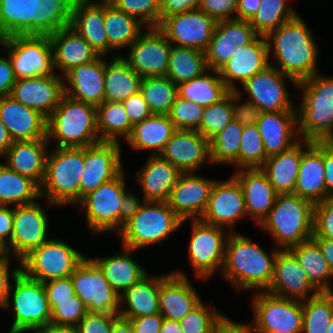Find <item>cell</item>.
<instances>
[{"instance_id": "cell-12", "label": "cell", "mask_w": 333, "mask_h": 333, "mask_svg": "<svg viewBox=\"0 0 333 333\" xmlns=\"http://www.w3.org/2000/svg\"><path fill=\"white\" fill-rule=\"evenodd\" d=\"M191 222V235L187 246L188 260L194 275L210 279L216 272L221 273L225 260V244L229 231L204 223L200 219Z\"/></svg>"}, {"instance_id": "cell-42", "label": "cell", "mask_w": 333, "mask_h": 333, "mask_svg": "<svg viewBox=\"0 0 333 333\" xmlns=\"http://www.w3.org/2000/svg\"><path fill=\"white\" fill-rule=\"evenodd\" d=\"M104 27L108 45L114 52L128 49L146 28L137 18L117 9L110 2H104Z\"/></svg>"}, {"instance_id": "cell-25", "label": "cell", "mask_w": 333, "mask_h": 333, "mask_svg": "<svg viewBox=\"0 0 333 333\" xmlns=\"http://www.w3.org/2000/svg\"><path fill=\"white\" fill-rule=\"evenodd\" d=\"M182 173L197 172L211 164L210 141L195 130H176L159 154Z\"/></svg>"}, {"instance_id": "cell-13", "label": "cell", "mask_w": 333, "mask_h": 333, "mask_svg": "<svg viewBox=\"0 0 333 333\" xmlns=\"http://www.w3.org/2000/svg\"><path fill=\"white\" fill-rule=\"evenodd\" d=\"M36 22L48 33L53 49L54 70L64 76L71 69L95 61L100 55L61 17Z\"/></svg>"}, {"instance_id": "cell-36", "label": "cell", "mask_w": 333, "mask_h": 333, "mask_svg": "<svg viewBox=\"0 0 333 333\" xmlns=\"http://www.w3.org/2000/svg\"><path fill=\"white\" fill-rule=\"evenodd\" d=\"M49 145L47 139L14 141L2 157L6 159L4 164L40 187L45 176Z\"/></svg>"}, {"instance_id": "cell-8", "label": "cell", "mask_w": 333, "mask_h": 333, "mask_svg": "<svg viewBox=\"0 0 333 333\" xmlns=\"http://www.w3.org/2000/svg\"><path fill=\"white\" fill-rule=\"evenodd\" d=\"M184 223L167 202L145 201L117 235L123 247L142 251L164 242Z\"/></svg>"}, {"instance_id": "cell-53", "label": "cell", "mask_w": 333, "mask_h": 333, "mask_svg": "<svg viewBox=\"0 0 333 333\" xmlns=\"http://www.w3.org/2000/svg\"><path fill=\"white\" fill-rule=\"evenodd\" d=\"M233 120V109L230 101V91L219 102L207 106L198 127L209 141L221 132Z\"/></svg>"}, {"instance_id": "cell-65", "label": "cell", "mask_w": 333, "mask_h": 333, "mask_svg": "<svg viewBox=\"0 0 333 333\" xmlns=\"http://www.w3.org/2000/svg\"><path fill=\"white\" fill-rule=\"evenodd\" d=\"M9 254L0 261V309L4 307L13 279L20 273V264L11 266ZM12 268V269H11ZM11 279V280H10Z\"/></svg>"}, {"instance_id": "cell-54", "label": "cell", "mask_w": 333, "mask_h": 333, "mask_svg": "<svg viewBox=\"0 0 333 333\" xmlns=\"http://www.w3.org/2000/svg\"><path fill=\"white\" fill-rule=\"evenodd\" d=\"M110 3L146 27H158L161 23L160 0H111Z\"/></svg>"}, {"instance_id": "cell-51", "label": "cell", "mask_w": 333, "mask_h": 333, "mask_svg": "<svg viewBox=\"0 0 333 333\" xmlns=\"http://www.w3.org/2000/svg\"><path fill=\"white\" fill-rule=\"evenodd\" d=\"M333 316V292H319L303 301L302 333H326Z\"/></svg>"}, {"instance_id": "cell-15", "label": "cell", "mask_w": 333, "mask_h": 333, "mask_svg": "<svg viewBox=\"0 0 333 333\" xmlns=\"http://www.w3.org/2000/svg\"><path fill=\"white\" fill-rule=\"evenodd\" d=\"M70 277L75 294L81 299L87 312L119 315L120 295L92 258L85 257Z\"/></svg>"}, {"instance_id": "cell-33", "label": "cell", "mask_w": 333, "mask_h": 333, "mask_svg": "<svg viewBox=\"0 0 333 333\" xmlns=\"http://www.w3.org/2000/svg\"><path fill=\"white\" fill-rule=\"evenodd\" d=\"M63 77L66 95L95 107L104 102L105 59L103 56L71 69Z\"/></svg>"}, {"instance_id": "cell-78", "label": "cell", "mask_w": 333, "mask_h": 333, "mask_svg": "<svg viewBox=\"0 0 333 333\" xmlns=\"http://www.w3.org/2000/svg\"><path fill=\"white\" fill-rule=\"evenodd\" d=\"M111 333H134V331L128 319L118 316L113 321Z\"/></svg>"}, {"instance_id": "cell-14", "label": "cell", "mask_w": 333, "mask_h": 333, "mask_svg": "<svg viewBox=\"0 0 333 333\" xmlns=\"http://www.w3.org/2000/svg\"><path fill=\"white\" fill-rule=\"evenodd\" d=\"M253 325L256 332L302 333L303 302L282 298L266 291L252 295Z\"/></svg>"}, {"instance_id": "cell-18", "label": "cell", "mask_w": 333, "mask_h": 333, "mask_svg": "<svg viewBox=\"0 0 333 333\" xmlns=\"http://www.w3.org/2000/svg\"><path fill=\"white\" fill-rule=\"evenodd\" d=\"M171 45L158 27H146L122 56L142 78L166 77Z\"/></svg>"}, {"instance_id": "cell-39", "label": "cell", "mask_w": 333, "mask_h": 333, "mask_svg": "<svg viewBox=\"0 0 333 333\" xmlns=\"http://www.w3.org/2000/svg\"><path fill=\"white\" fill-rule=\"evenodd\" d=\"M175 131L168 115L152 114L133 125L132 132L125 141L135 152L149 150V155H159Z\"/></svg>"}, {"instance_id": "cell-49", "label": "cell", "mask_w": 333, "mask_h": 333, "mask_svg": "<svg viewBox=\"0 0 333 333\" xmlns=\"http://www.w3.org/2000/svg\"><path fill=\"white\" fill-rule=\"evenodd\" d=\"M139 92L153 114L167 115L178 95L177 85L168 77L142 78Z\"/></svg>"}, {"instance_id": "cell-7", "label": "cell", "mask_w": 333, "mask_h": 333, "mask_svg": "<svg viewBox=\"0 0 333 333\" xmlns=\"http://www.w3.org/2000/svg\"><path fill=\"white\" fill-rule=\"evenodd\" d=\"M47 141L53 147H88L101 142L96 107L64 94L47 118Z\"/></svg>"}, {"instance_id": "cell-35", "label": "cell", "mask_w": 333, "mask_h": 333, "mask_svg": "<svg viewBox=\"0 0 333 333\" xmlns=\"http://www.w3.org/2000/svg\"><path fill=\"white\" fill-rule=\"evenodd\" d=\"M182 172L160 155H149L135 177L144 201L167 202L171 189Z\"/></svg>"}, {"instance_id": "cell-11", "label": "cell", "mask_w": 333, "mask_h": 333, "mask_svg": "<svg viewBox=\"0 0 333 333\" xmlns=\"http://www.w3.org/2000/svg\"><path fill=\"white\" fill-rule=\"evenodd\" d=\"M126 170L117 178L100 185L76 205L86 213V225L94 235L120 232V203L127 189Z\"/></svg>"}, {"instance_id": "cell-23", "label": "cell", "mask_w": 333, "mask_h": 333, "mask_svg": "<svg viewBox=\"0 0 333 333\" xmlns=\"http://www.w3.org/2000/svg\"><path fill=\"white\" fill-rule=\"evenodd\" d=\"M266 292L303 302L320 291L310 282L294 254L290 250H280L276 256L273 277Z\"/></svg>"}, {"instance_id": "cell-38", "label": "cell", "mask_w": 333, "mask_h": 333, "mask_svg": "<svg viewBox=\"0 0 333 333\" xmlns=\"http://www.w3.org/2000/svg\"><path fill=\"white\" fill-rule=\"evenodd\" d=\"M120 252L113 256L92 258L103 270L105 278L119 295L148 274L132 257L136 250L122 246Z\"/></svg>"}, {"instance_id": "cell-60", "label": "cell", "mask_w": 333, "mask_h": 333, "mask_svg": "<svg viewBox=\"0 0 333 333\" xmlns=\"http://www.w3.org/2000/svg\"><path fill=\"white\" fill-rule=\"evenodd\" d=\"M243 91L240 88L236 91H230V101L233 109V120L242 126L256 124L259 119L260 109L251 101L246 99L242 101Z\"/></svg>"}, {"instance_id": "cell-40", "label": "cell", "mask_w": 333, "mask_h": 333, "mask_svg": "<svg viewBox=\"0 0 333 333\" xmlns=\"http://www.w3.org/2000/svg\"><path fill=\"white\" fill-rule=\"evenodd\" d=\"M302 157V140L290 150L271 155L261 170L277 194L294 193Z\"/></svg>"}, {"instance_id": "cell-6", "label": "cell", "mask_w": 333, "mask_h": 333, "mask_svg": "<svg viewBox=\"0 0 333 333\" xmlns=\"http://www.w3.org/2000/svg\"><path fill=\"white\" fill-rule=\"evenodd\" d=\"M314 207L313 203L294 193L278 194L273 208L258 225L259 229L270 233L275 247L289 250L312 238Z\"/></svg>"}, {"instance_id": "cell-22", "label": "cell", "mask_w": 333, "mask_h": 333, "mask_svg": "<svg viewBox=\"0 0 333 333\" xmlns=\"http://www.w3.org/2000/svg\"><path fill=\"white\" fill-rule=\"evenodd\" d=\"M215 181L196 172L181 173L171 189L168 206L182 221L200 219L206 210Z\"/></svg>"}, {"instance_id": "cell-28", "label": "cell", "mask_w": 333, "mask_h": 333, "mask_svg": "<svg viewBox=\"0 0 333 333\" xmlns=\"http://www.w3.org/2000/svg\"><path fill=\"white\" fill-rule=\"evenodd\" d=\"M201 302L185 271L176 269L160 275V314L165 319L179 322Z\"/></svg>"}, {"instance_id": "cell-5", "label": "cell", "mask_w": 333, "mask_h": 333, "mask_svg": "<svg viewBox=\"0 0 333 333\" xmlns=\"http://www.w3.org/2000/svg\"><path fill=\"white\" fill-rule=\"evenodd\" d=\"M84 163L85 147L49 149L45 176L40 186V197L44 198L47 208L75 206L79 202V184Z\"/></svg>"}, {"instance_id": "cell-46", "label": "cell", "mask_w": 333, "mask_h": 333, "mask_svg": "<svg viewBox=\"0 0 333 333\" xmlns=\"http://www.w3.org/2000/svg\"><path fill=\"white\" fill-rule=\"evenodd\" d=\"M208 70L205 52L171 45L166 77L176 85L190 81Z\"/></svg>"}, {"instance_id": "cell-58", "label": "cell", "mask_w": 333, "mask_h": 333, "mask_svg": "<svg viewBox=\"0 0 333 333\" xmlns=\"http://www.w3.org/2000/svg\"><path fill=\"white\" fill-rule=\"evenodd\" d=\"M0 11L15 20L36 21L42 18V0H0Z\"/></svg>"}, {"instance_id": "cell-32", "label": "cell", "mask_w": 333, "mask_h": 333, "mask_svg": "<svg viewBox=\"0 0 333 333\" xmlns=\"http://www.w3.org/2000/svg\"><path fill=\"white\" fill-rule=\"evenodd\" d=\"M267 156L290 150L301 141L297 112H261L256 122Z\"/></svg>"}, {"instance_id": "cell-20", "label": "cell", "mask_w": 333, "mask_h": 333, "mask_svg": "<svg viewBox=\"0 0 333 333\" xmlns=\"http://www.w3.org/2000/svg\"><path fill=\"white\" fill-rule=\"evenodd\" d=\"M246 217L244 194L237 179L233 175L226 180L217 179L200 220L233 233V226Z\"/></svg>"}, {"instance_id": "cell-30", "label": "cell", "mask_w": 333, "mask_h": 333, "mask_svg": "<svg viewBox=\"0 0 333 333\" xmlns=\"http://www.w3.org/2000/svg\"><path fill=\"white\" fill-rule=\"evenodd\" d=\"M324 141L302 140V157L294 194L314 205L327 198L324 175Z\"/></svg>"}, {"instance_id": "cell-70", "label": "cell", "mask_w": 333, "mask_h": 333, "mask_svg": "<svg viewBox=\"0 0 333 333\" xmlns=\"http://www.w3.org/2000/svg\"><path fill=\"white\" fill-rule=\"evenodd\" d=\"M241 323L223 316L218 320L215 333H257L253 323Z\"/></svg>"}, {"instance_id": "cell-50", "label": "cell", "mask_w": 333, "mask_h": 333, "mask_svg": "<svg viewBox=\"0 0 333 333\" xmlns=\"http://www.w3.org/2000/svg\"><path fill=\"white\" fill-rule=\"evenodd\" d=\"M290 0H260L257 13L250 20L254 31L261 36L277 29L283 23L298 15L295 7L289 6Z\"/></svg>"}, {"instance_id": "cell-77", "label": "cell", "mask_w": 333, "mask_h": 333, "mask_svg": "<svg viewBox=\"0 0 333 333\" xmlns=\"http://www.w3.org/2000/svg\"><path fill=\"white\" fill-rule=\"evenodd\" d=\"M13 140L9 134L8 129L4 123L0 120V158L5 155L8 148L13 144Z\"/></svg>"}, {"instance_id": "cell-31", "label": "cell", "mask_w": 333, "mask_h": 333, "mask_svg": "<svg viewBox=\"0 0 333 333\" xmlns=\"http://www.w3.org/2000/svg\"><path fill=\"white\" fill-rule=\"evenodd\" d=\"M0 120L13 141L47 139V117L11 96L0 97Z\"/></svg>"}, {"instance_id": "cell-1", "label": "cell", "mask_w": 333, "mask_h": 333, "mask_svg": "<svg viewBox=\"0 0 333 333\" xmlns=\"http://www.w3.org/2000/svg\"><path fill=\"white\" fill-rule=\"evenodd\" d=\"M313 35L300 14L269 32L265 38L269 57L274 58L270 65L297 83L319 73V46Z\"/></svg>"}, {"instance_id": "cell-52", "label": "cell", "mask_w": 333, "mask_h": 333, "mask_svg": "<svg viewBox=\"0 0 333 333\" xmlns=\"http://www.w3.org/2000/svg\"><path fill=\"white\" fill-rule=\"evenodd\" d=\"M267 158L257 125L244 126L239 148V169L261 168Z\"/></svg>"}, {"instance_id": "cell-43", "label": "cell", "mask_w": 333, "mask_h": 333, "mask_svg": "<svg viewBox=\"0 0 333 333\" xmlns=\"http://www.w3.org/2000/svg\"><path fill=\"white\" fill-rule=\"evenodd\" d=\"M229 91L222 81L218 70L212 69H208L202 75L190 81H185L177 85L179 97L195 102L203 107L219 102Z\"/></svg>"}, {"instance_id": "cell-34", "label": "cell", "mask_w": 333, "mask_h": 333, "mask_svg": "<svg viewBox=\"0 0 333 333\" xmlns=\"http://www.w3.org/2000/svg\"><path fill=\"white\" fill-rule=\"evenodd\" d=\"M232 175L242 187L247 216L259 225L273 208L278 194L261 168L239 169Z\"/></svg>"}, {"instance_id": "cell-66", "label": "cell", "mask_w": 333, "mask_h": 333, "mask_svg": "<svg viewBox=\"0 0 333 333\" xmlns=\"http://www.w3.org/2000/svg\"><path fill=\"white\" fill-rule=\"evenodd\" d=\"M145 201L139 198L134 191L127 190L120 203V231L123 226L129 222L133 216L140 210Z\"/></svg>"}, {"instance_id": "cell-19", "label": "cell", "mask_w": 333, "mask_h": 333, "mask_svg": "<svg viewBox=\"0 0 333 333\" xmlns=\"http://www.w3.org/2000/svg\"><path fill=\"white\" fill-rule=\"evenodd\" d=\"M216 23L198 8L165 17L158 28L172 45L205 52L209 47Z\"/></svg>"}, {"instance_id": "cell-57", "label": "cell", "mask_w": 333, "mask_h": 333, "mask_svg": "<svg viewBox=\"0 0 333 333\" xmlns=\"http://www.w3.org/2000/svg\"><path fill=\"white\" fill-rule=\"evenodd\" d=\"M48 305L51 310L50 323L56 325L76 327L87 313V308L76 294L73 300L48 301Z\"/></svg>"}, {"instance_id": "cell-17", "label": "cell", "mask_w": 333, "mask_h": 333, "mask_svg": "<svg viewBox=\"0 0 333 333\" xmlns=\"http://www.w3.org/2000/svg\"><path fill=\"white\" fill-rule=\"evenodd\" d=\"M286 81L297 89L298 83L293 78L269 65L242 84L247 95L245 99L253 102L260 112L296 111L297 104L292 102Z\"/></svg>"}, {"instance_id": "cell-59", "label": "cell", "mask_w": 333, "mask_h": 333, "mask_svg": "<svg viewBox=\"0 0 333 333\" xmlns=\"http://www.w3.org/2000/svg\"><path fill=\"white\" fill-rule=\"evenodd\" d=\"M312 237L333 240V197L315 204L314 232Z\"/></svg>"}, {"instance_id": "cell-61", "label": "cell", "mask_w": 333, "mask_h": 333, "mask_svg": "<svg viewBox=\"0 0 333 333\" xmlns=\"http://www.w3.org/2000/svg\"><path fill=\"white\" fill-rule=\"evenodd\" d=\"M238 0H201L199 9L216 22L236 19Z\"/></svg>"}, {"instance_id": "cell-26", "label": "cell", "mask_w": 333, "mask_h": 333, "mask_svg": "<svg viewBox=\"0 0 333 333\" xmlns=\"http://www.w3.org/2000/svg\"><path fill=\"white\" fill-rule=\"evenodd\" d=\"M268 46L265 36L258 35L251 43L237 47L235 55L219 69V75L230 91L238 90L255 74L262 72L270 65Z\"/></svg>"}, {"instance_id": "cell-47", "label": "cell", "mask_w": 333, "mask_h": 333, "mask_svg": "<svg viewBox=\"0 0 333 333\" xmlns=\"http://www.w3.org/2000/svg\"><path fill=\"white\" fill-rule=\"evenodd\" d=\"M97 130L100 141L119 142L126 140L133 125L129 121L122 102L104 101L96 107Z\"/></svg>"}, {"instance_id": "cell-62", "label": "cell", "mask_w": 333, "mask_h": 333, "mask_svg": "<svg viewBox=\"0 0 333 333\" xmlns=\"http://www.w3.org/2000/svg\"><path fill=\"white\" fill-rule=\"evenodd\" d=\"M118 316L114 314L87 312L76 328L78 333H111L113 321Z\"/></svg>"}, {"instance_id": "cell-72", "label": "cell", "mask_w": 333, "mask_h": 333, "mask_svg": "<svg viewBox=\"0 0 333 333\" xmlns=\"http://www.w3.org/2000/svg\"><path fill=\"white\" fill-rule=\"evenodd\" d=\"M77 0H42V18L61 17Z\"/></svg>"}, {"instance_id": "cell-44", "label": "cell", "mask_w": 333, "mask_h": 333, "mask_svg": "<svg viewBox=\"0 0 333 333\" xmlns=\"http://www.w3.org/2000/svg\"><path fill=\"white\" fill-rule=\"evenodd\" d=\"M289 250L320 292H333L332 273L318 245L312 239L294 245Z\"/></svg>"}, {"instance_id": "cell-10", "label": "cell", "mask_w": 333, "mask_h": 333, "mask_svg": "<svg viewBox=\"0 0 333 333\" xmlns=\"http://www.w3.org/2000/svg\"><path fill=\"white\" fill-rule=\"evenodd\" d=\"M86 257L62 239H51L31 250L20 260V271L42 283L67 278Z\"/></svg>"}, {"instance_id": "cell-16", "label": "cell", "mask_w": 333, "mask_h": 333, "mask_svg": "<svg viewBox=\"0 0 333 333\" xmlns=\"http://www.w3.org/2000/svg\"><path fill=\"white\" fill-rule=\"evenodd\" d=\"M14 206L11 241L5 246L7 253L16 258L17 264L31 250L50 240L47 208L38 202Z\"/></svg>"}, {"instance_id": "cell-2", "label": "cell", "mask_w": 333, "mask_h": 333, "mask_svg": "<svg viewBox=\"0 0 333 333\" xmlns=\"http://www.w3.org/2000/svg\"><path fill=\"white\" fill-rule=\"evenodd\" d=\"M281 249L269 252L244 234L230 233L225 244V260L221 271L237 291H266L271 283L274 262Z\"/></svg>"}, {"instance_id": "cell-79", "label": "cell", "mask_w": 333, "mask_h": 333, "mask_svg": "<svg viewBox=\"0 0 333 333\" xmlns=\"http://www.w3.org/2000/svg\"><path fill=\"white\" fill-rule=\"evenodd\" d=\"M14 21L15 19L8 15L5 11H0V47H2L7 29Z\"/></svg>"}, {"instance_id": "cell-9", "label": "cell", "mask_w": 333, "mask_h": 333, "mask_svg": "<svg viewBox=\"0 0 333 333\" xmlns=\"http://www.w3.org/2000/svg\"><path fill=\"white\" fill-rule=\"evenodd\" d=\"M2 309H13V322L8 333H34L51 321V310L48 305L44 285L26 277L21 271L13 283Z\"/></svg>"}, {"instance_id": "cell-64", "label": "cell", "mask_w": 333, "mask_h": 333, "mask_svg": "<svg viewBox=\"0 0 333 333\" xmlns=\"http://www.w3.org/2000/svg\"><path fill=\"white\" fill-rule=\"evenodd\" d=\"M122 104L132 125L142 122L153 114L140 92L131 95Z\"/></svg>"}, {"instance_id": "cell-76", "label": "cell", "mask_w": 333, "mask_h": 333, "mask_svg": "<svg viewBox=\"0 0 333 333\" xmlns=\"http://www.w3.org/2000/svg\"><path fill=\"white\" fill-rule=\"evenodd\" d=\"M34 333H78L77 328L74 326L56 325L48 323Z\"/></svg>"}, {"instance_id": "cell-68", "label": "cell", "mask_w": 333, "mask_h": 333, "mask_svg": "<svg viewBox=\"0 0 333 333\" xmlns=\"http://www.w3.org/2000/svg\"><path fill=\"white\" fill-rule=\"evenodd\" d=\"M201 0H160L161 21L168 16L198 9Z\"/></svg>"}, {"instance_id": "cell-71", "label": "cell", "mask_w": 333, "mask_h": 333, "mask_svg": "<svg viewBox=\"0 0 333 333\" xmlns=\"http://www.w3.org/2000/svg\"><path fill=\"white\" fill-rule=\"evenodd\" d=\"M14 206L0 205V242L7 245L13 232Z\"/></svg>"}, {"instance_id": "cell-73", "label": "cell", "mask_w": 333, "mask_h": 333, "mask_svg": "<svg viewBox=\"0 0 333 333\" xmlns=\"http://www.w3.org/2000/svg\"><path fill=\"white\" fill-rule=\"evenodd\" d=\"M324 175L327 198L333 197V141H324Z\"/></svg>"}, {"instance_id": "cell-67", "label": "cell", "mask_w": 333, "mask_h": 333, "mask_svg": "<svg viewBox=\"0 0 333 333\" xmlns=\"http://www.w3.org/2000/svg\"><path fill=\"white\" fill-rule=\"evenodd\" d=\"M128 319L134 333H159L164 317L160 314L147 315Z\"/></svg>"}, {"instance_id": "cell-4", "label": "cell", "mask_w": 333, "mask_h": 333, "mask_svg": "<svg viewBox=\"0 0 333 333\" xmlns=\"http://www.w3.org/2000/svg\"><path fill=\"white\" fill-rule=\"evenodd\" d=\"M297 90L293 96L301 99L296 105L301 140L333 141V76L316 73L299 82Z\"/></svg>"}, {"instance_id": "cell-63", "label": "cell", "mask_w": 333, "mask_h": 333, "mask_svg": "<svg viewBox=\"0 0 333 333\" xmlns=\"http://www.w3.org/2000/svg\"><path fill=\"white\" fill-rule=\"evenodd\" d=\"M48 301L73 300L75 295L71 277L54 279L43 283Z\"/></svg>"}, {"instance_id": "cell-3", "label": "cell", "mask_w": 333, "mask_h": 333, "mask_svg": "<svg viewBox=\"0 0 333 333\" xmlns=\"http://www.w3.org/2000/svg\"><path fill=\"white\" fill-rule=\"evenodd\" d=\"M2 49L8 51L17 80L57 73L49 35L36 21L15 20L6 31Z\"/></svg>"}, {"instance_id": "cell-75", "label": "cell", "mask_w": 333, "mask_h": 333, "mask_svg": "<svg viewBox=\"0 0 333 333\" xmlns=\"http://www.w3.org/2000/svg\"><path fill=\"white\" fill-rule=\"evenodd\" d=\"M311 239L318 245L333 276V240L323 237H312Z\"/></svg>"}, {"instance_id": "cell-45", "label": "cell", "mask_w": 333, "mask_h": 333, "mask_svg": "<svg viewBox=\"0 0 333 333\" xmlns=\"http://www.w3.org/2000/svg\"><path fill=\"white\" fill-rule=\"evenodd\" d=\"M39 199L40 187L30 178L9 169L0 160V205L20 206Z\"/></svg>"}, {"instance_id": "cell-21", "label": "cell", "mask_w": 333, "mask_h": 333, "mask_svg": "<svg viewBox=\"0 0 333 333\" xmlns=\"http://www.w3.org/2000/svg\"><path fill=\"white\" fill-rule=\"evenodd\" d=\"M121 143L101 141L85 147V163L79 184V201L123 171Z\"/></svg>"}, {"instance_id": "cell-55", "label": "cell", "mask_w": 333, "mask_h": 333, "mask_svg": "<svg viewBox=\"0 0 333 333\" xmlns=\"http://www.w3.org/2000/svg\"><path fill=\"white\" fill-rule=\"evenodd\" d=\"M222 316L216 307L201 302L179 322L183 333H215L216 324Z\"/></svg>"}, {"instance_id": "cell-56", "label": "cell", "mask_w": 333, "mask_h": 333, "mask_svg": "<svg viewBox=\"0 0 333 333\" xmlns=\"http://www.w3.org/2000/svg\"><path fill=\"white\" fill-rule=\"evenodd\" d=\"M205 107L177 95L167 114L176 130L198 131Z\"/></svg>"}, {"instance_id": "cell-80", "label": "cell", "mask_w": 333, "mask_h": 333, "mask_svg": "<svg viewBox=\"0 0 333 333\" xmlns=\"http://www.w3.org/2000/svg\"><path fill=\"white\" fill-rule=\"evenodd\" d=\"M159 333H183V330L180 322L164 318Z\"/></svg>"}, {"instance_id": "cell-74", "label": "cell", "mask_w": 333, "mask_h": 333, "mask_svg": "<svg viewBox=\"0 0 333 333\" xmlns=\"http://www.w3.org/2000/svg\"><path fill=\"white\" fill-rule=\"evenodd\" d=\"M260 0H238L236 19L250 21L257 13Z\"/></svg>"}, {"instance_id": "cell-41", "label": "cell", "mask_w": 333, "mask_h": 333, "mask_svg": "<svg viewBox=\"0 0 333 333\" xmlns=\"http://www.w3.org/2000/svg\"><path fill=\"white\" fill-rule=\"evenodd\" d=\"M105 58L104 101L123 102L139 92L142 77L123 58L122 52L113 54L110 62Z\"/></svg>"}, {"instance_id": "cell-27", "label": "cell", "mask_w": 333, "mask_h": 333, "mask_svg": "<svg viewBox=\"0 0 333 333\" xmlns=\"http://www.w3.org/2000/svg\"><path fill=\"white\" fill-rule=\"evenodd\" d=\"M64 78L57 73L49 76L18 79L10 96L49 117L64 96Z\"/></svg>"}, {"instance_id": "cell-29", "label": "cell", "mask_w": 333, "mask_h": 333, "mask_svg": "<svg viewBox=\"0 0 333 333\" xmlns=\"http://www.w3.org/2000/svg\"><path fill=\"white\" fill-rule=\"evenodd\" d=\"M258 34L250 21L230 19L216 23L208 49L205 51L208 69L218 70L235 55L236 48L251 43Z\"/></svg>"}, {"instance_id": "cell-69", "label": "cell", "mask_w": 333, "mask_h": 333, "mask_svg": "<svg viewBox=\"0 0 333 333\" xmlns=\"http://www.w3.org/2000/svg\"><path fill=\"white\" fill-rule=\"evenodd\" d=\"M16 81L17 78L9 57L0 56V97L10 96Z\"/></svg>"}, {"instance_id": "cell-48", "label": "cell", "mask_w": 333, "mask_h": 333, "mask_svg": "<svg viewBox=\"0 0 333 333\" xmlns=\"http://www.w3.org/2000/svg\"><path fill=\"white\" fill-rule=\"evenodd\" d=\"M244 126L232 120L210 140L212 165H234L239 170V148Z\"/></svg>"}, {"instance_id": "cell-24", "label": "cell", "mask_w": 333, "mask_h": 333, "mask_svg": "<svg viewBox=\"0 0 333 333\" xmlns=\"http://www.w3.org/2000/svg\"><path fill=\"white\" fill-rule=\"evenodd\" d=\"M61 18L103 57L113 53L104 27V2L77 0Z\"/></svg>"}, {"instance_id": "cell-37", "label": "cell", "mask_w": 333, "mask_h": 333, "mask_svg": "<svg viewBox=\"0 0 333 333\" xmlns=\"http://www.w3.org/2000/svg\"><path fill=\"white\" fill-rule=\"evenodd\" d=\"M149 275L120 295V317L135 318L160 313V274Z\"/></svg>"}]
</instances>
